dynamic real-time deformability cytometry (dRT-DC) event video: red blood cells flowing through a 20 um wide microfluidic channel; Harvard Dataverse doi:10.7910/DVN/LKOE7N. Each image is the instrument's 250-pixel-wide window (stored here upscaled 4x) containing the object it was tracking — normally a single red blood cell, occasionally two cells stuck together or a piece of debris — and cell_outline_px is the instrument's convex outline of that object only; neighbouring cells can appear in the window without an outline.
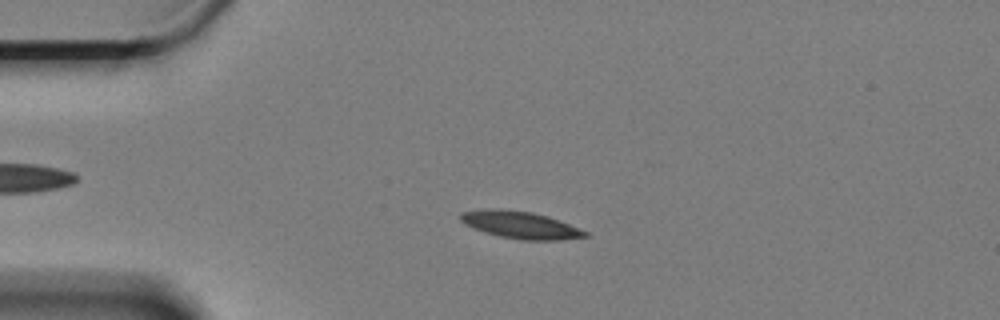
{"species": "Egyptian fruit bat (a non-hibernating species)", "species_latin": "Rousettus aegyptiacus", "temperature_condition": "cold", "stored_images_in_passage": 49, "camera_frame_rate_fps": 3000, "um_per_image_px": 0.085, "animal": {"sex": "female"}, "frame": {"image": 1, "passage_image": 10, "time_ms": 3.0, "image_size_px": [1000, 320], "cell_outline_px": [[588, 236], [560, 240], [520, 240], [500, 236], [484, 232], [472, 228], [464, 224], [460, 220], [460, 212], [492, 208], [496, 208], [532, 212], [548, 216], [588, 232]], "centroid_in_image_um": [44.19, 19.12], "position_along_channel_um": 40.8, "area_um2": 19.71}}
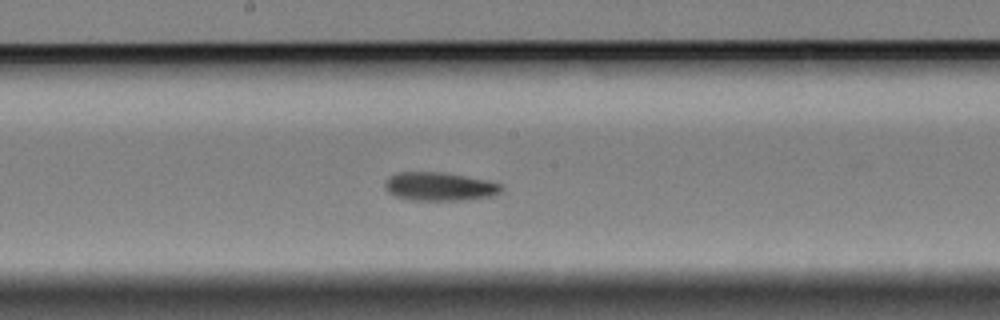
{"frame": {"image": 2, "passage_image": 28, "time_ms": 9.0, "image_size_px": [1000, 320], "cell_outline_px": [[504, 188], [500, 192], [492, 196], [464, 200], [412, 200], [396, 196], [388, 192], [384, 188], [384, 180], [388, 176], [396, 172], [444, 172], [488, 180], [500, 184]], "centroid_in_image_um": [37.33, 15.84], "position_along_channel_um": 210.9, "area_um2": 19.54}}
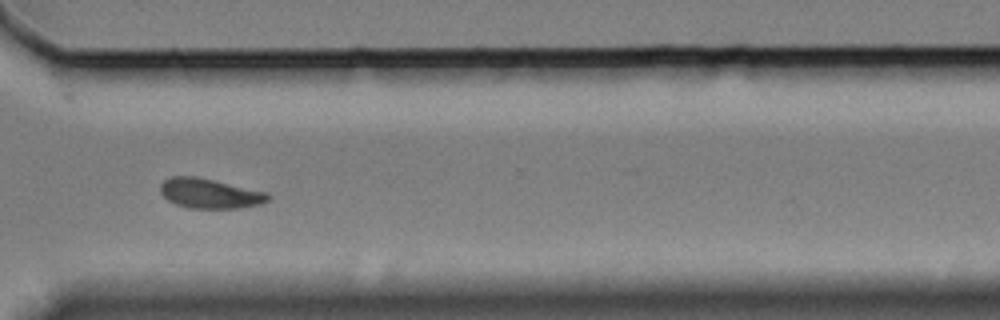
{"frame": {"image": 3, "passage_image": 41, "time_ms": 13.333, "image_size_px": [1000, 320], "cell_outline_px": [[272, 200], [260, 204], [240, 208], [188, 208], [176, 204], [168, 200], [160, 192], [160, 184], [164, 180], [172, 176], [196, 176], [268, 192], [272, 196]], "centroid_in_image_um": [17.87, 16.44], "position_along_channel_um": 352.7, "area_um2": 18.9}, "authors_computed_cell_mechanics": {"area_um2": 18.785, "velocity_mm_per_s": 3.2735, "shape_relaxation_time_tau1_ms": 7.271, "shape_relaxation_time_tau2_ms": 2.0988, "deformation_change_tau1": 0.1632, "deformation_change_tau2": 0.0734}}